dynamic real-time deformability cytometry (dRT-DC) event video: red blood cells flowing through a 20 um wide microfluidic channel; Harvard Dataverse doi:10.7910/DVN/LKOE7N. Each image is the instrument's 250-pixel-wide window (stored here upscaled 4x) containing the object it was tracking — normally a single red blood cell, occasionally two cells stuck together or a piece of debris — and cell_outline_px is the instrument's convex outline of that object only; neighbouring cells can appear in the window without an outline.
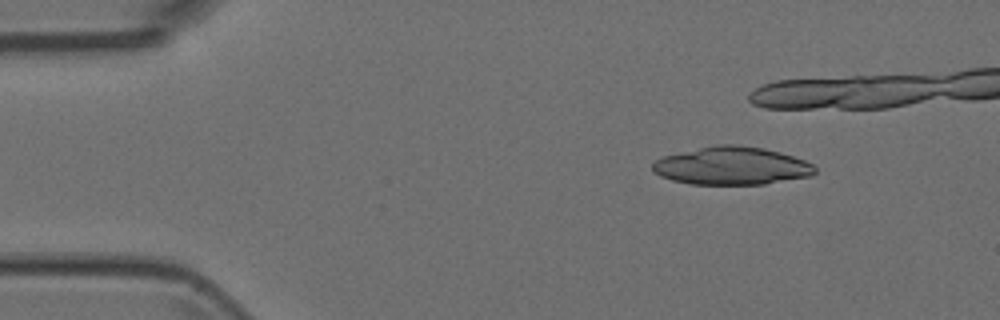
{"species": "Egyptian fruit bat (a non-hibernating species)", "species_latin": "Rousettus aegyptiacus", "temperature_condition": "room temperature", "stored_images_in_passage": 5, "camera_frame_rate_fps": 3000, "um_per_image_px": 0.085, "animal": {"sex": "female"}, "frame": {"image": 1, "passage_image": 1, "time_ms": 0.0, "image_size_px": [1000, 320], "cell_outline_px": [[816, 172], [812, 176], [764, 184], [688, 184], [672, 180], [660, 176], [652, 172], [652, 164], [656, 160], [664, 156], [716, 144], [736, 144], [764, 148], [780, 152], [804, 160], [812, 164], [816, 168]], "centroid_in_image_um": [62.2, 14.1], "position_along_channel_um": 22.8, "area_um2": 35.95}}